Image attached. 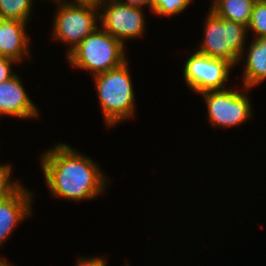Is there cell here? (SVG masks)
Returning <instances> with one entry per match:
<instances>
[{
    "instance_id": "8",
    "label": "cell",
    "mask_w": 266,
    "mask_h": 266,
    "mask_svg": "<svg viewBox=\"0 0 266 266\" xmlns=\"http://www.w3.org/2000/svg\"><path fill=\"white\" fill-rule=\"evenodd\" d=\"M142 9L118 0H104L99 6L100 26L125 45L124 41L141 37L146 30Z\"/></svg>"
},
{
    "instance_id": "17",
    "label": "cell",
    "mask_w": 266,
    "mask_h": 266,
    "mask_svg": "<svg viewBox=\"0 0 266 266\" xmlns=\"http://www.w3.org/2000/svg\"><path fill=\"white\" fill-rule=\"evenodd\" d=\"M11 166L8 163L0 164V202L9 197L21 185L19 181L11 180Z\"/></svg>"
},
{
    "instance_id": "14",
    "label": "cell",
    "mask_w": 266,
    "mask_h": 266,
    "mask_svg": "<svg viewBox=\"0 0 266 266\" xmlns=\"http://www.w3.org/2000/svg\"><path fill=\"white\" fill-rule=\"evenodd\" d=\"M34 0H0V18L29 21Z\"/></svg>"
},
{
    "instance_id": "13",
    "label": "cell",
    "mask_w": 266,
    "mask_h": 266,
    "mask_svg": "<svg viewBox=\"0 0 266 266\" xmlns=\"http://www.w3.org/2000/svg\"><path fill=\"white\" fill-rule=\"evenodd\" d=\"M257 0H213L209 8L217 16L248 27Z\"/></svg>"
},
{
    "instance_id": "4",
    "label": "cell",
    "mask_w": 266,
    "mask_h": 266,
    "mask_svg": "<svg viewBox=\"0 0 266 266\" xmlns=\"http://www.w3.org/2000/svg\"><path fill=\"white\" fill-rule=\"evenodd\" d=\"M247 33L246 26L223 19L209 10L204 24V38L196 51L237 66L242 52L247 49Z\"/></svg>"
},
{
    "instance_id": "2",
    "label": "cell",
    "mask_w": 266,
    "mask_h": 266,
    "mask_svg": "<svg viewBox=\"0 0 266 266\" xmlns=\"http://www.w3.org/2000/svg\"><path fill=\"white\" fill-rule=\"evenodd\" d=\"M128 60L121 66L93 76L104 121L114 127L134 116L135 92L128 68Z\"/></svg>"
},
{
    "instance_id": "23",
    "label": "cell",
    "mask_w": 266,
    "mask_h": 266,
    "mask_svg": "<svg viewBox=\"0 0 266 266\" xmlns=\"http://www.w3.org/2000/svg\"><path fill=\"white\" fill-rule=\"evenodd\" d=\"M258 1L266 3V0H258Z\"/></svg>"
},
{
    "instance_id": "21",
    "label": "cell",
    "mask_w": 266,
    "mask_h": 266,
    "mask_svg": "<svg viewBox=\"0 0 266 266\" xmlns=\"http://www.w3.org/2000/svg\"><path fill=\"white\" fill-rule=\"evenodd\" d=\"M119 2L126 4V5H132V6H139V7H144V6H149L151 0H118Z\"/></svg>"
},
{
    "instance_id": "9",
    "label": "cell",
    "mask_w": 266,
    "mask_h": 266,
    "mask_svg": "<svg viewBox=\"0 0 266 266\" xmlns=\"http://www.w3.org/2000/svg\"><path fill=\"white\" fill-rule=\"evenodd\" d=\"M5 115L21 119H33L38 116L36 105L16 74L0 83V116Z\"/></svg>"
},
{
    "instance_id": "6",
    "label": "cell",
    "mask_w": 266,
    "mask_h": 266,
    "mask_svg": "<svg viewBox=\"0 0 266 266\" xmlns=\"http://www.w3.org/2000/svg\"><path fill=\"white\" fill-rule=\"evenodd\" d=\"M235 89L206 91L200 93L205 101L212 127H237L253 116L250 99Z\"/></svg>"
},
{
    "instance_id": "3",
    "label": "cell",
    "mask_w": 266,
    "mask_h": 266,
    "mask_svg": "<svg viewBox=\"0 0 266 266\" xmlns=\"http://www.w3.org/2000/svg\"><path fill=\"white\" fill-rule=\"evenodd\" d=\"M125 47L120 40L98 27L66 56L71 66L86 70L93 77L126 62Z\"/></svg>"
},
{
    "instance_id": "10",
    "label": "cell",
    "mask_w": 266,
    "mask_h": 266,
    "mask_svg": "<svg viewBox=\"0 0 266 266\" xmlns=\"http://www.w3.org/2000/svg\"><path fill=\"white\" fill-rule=\"evenodd\" d=\"M20 185L9 197L0 202V246L3 247L6 239L20 222L32 214V194Z\"/></svg>"
},
{
    "instance_id": "5",
    "label": "cell",
    "mask_w": 266,
    "mask_h": 266,
    "mask_svg": "<svg viewBox=\"0 0 266 266\" xmlns=\"http://www.w3.org/2000/svg\"><path fill=\"white\" fill-rule=\"evenodd\" d=\"M58 3L53 22L52 37L68 46L67 55L77 47L90 33L94 32L100 22L99 7L93 5Z\"/></svg>"
},
{
    "instance_id": "22",
    "label": "cell",
    "mask_w": 266,
    "mask_h": 266,
    "mask_svg": "<svg viewBox=\"0 0 266 266\" xmlns=\"http://www.w3.org/2000/svg\"><path fill=\"white\" fill-rule=\"evenodd\" d=\"M11 263H8V261L3 258L2 256L0 257V266H10Z\"/></svg>"
},
{
    "instance_id": "15",
    "label": "cell",
    "mask_w": 266,
    "mask_h": 266,
    "mask_svg": "<svg viewBox=\"0 0 266 266\" xmlns=\"http://www.w3.org/2000/svg\"><path fill=\"white\" fill-rule=\"evenodd\" d=\"M193 0H151L149 8L156 16L169 17L183 12Z\"/></svg>"
},
{
    "instance_id": "18",
    "label": "cell",
    "mask_w": 266,
    "mask_h": 266,
    "mask_svg": "<svg viewBox=\"0 0 266 266\" xmlns=\"http://www.w3.org/2000/svg\"><path fill=\"white\" fill-rule=\"evenodd\" d=\"M16 63H18L16 60L0 56V83L15 75L12 71V65H16Z\"/></svg>"
},
{
    "instance_id": "19",
    "label": "cell",
    "mask_w": 266,
    "mask_h": 266,
    "mask_svg": "<svg viewBox=\"0 0 266 266\" xmlns=\"http://www.w3.org/2000/svg\"><path fill=\"white\" fill-rule=\"evenodd\" d=\"M106 259L102 256L100 257H80L75 266H106Z\"/></svg>"
},
{
    "instance_id": "12",
    "label": "cell",
    "mask_w": 266,
    "mask_h": 266,
    "mask_svg": "<svg viewBox=\"0 0 266 266\" xmlns=\"http://www.w3.org/2000/svg\"><path fill=\"white\" fill-rule=\"evenodd\" d=\"M249 49L242 52L239 62L246 54L244 62L243 82L244 91L255 88L266 79V37L253 38ZM246 52V53H245ZM245 53V55H244Z\"/></svg>"
},
{
    "instance_id": "16",
    "label": "cell",
    "mask_w": 266,
    "mask_h": 266,
    "mask_svg": "<svg viewBox=\"0 0 266 266\" xmlns=\"http://www.w3.org/2000/svg\"><path fill=\"white\" fill-rule=\"evenodd\" d=\"M247 29L254 32L256 39L266 37V3L258 0L254 3Z\"/></svg>"
},
{
    "instance_id": "11",
    "label": "cell",
    "mask_w": 266,
    "mask_h": 266,
    "mask_svg": "<svg viewBox=\"0 0 266 266\" xmlns=\"http://www.w3.org/2000/svg\"><path fill=\"white\" fill-rule=\"evenodd\" d=\"M27 23L0 18V56L11 58L19 63L26 56L30 58V41L26 34Z\"/></svg>"
},
{
    "instance_id": "20",
    "label": "cell",
    "mask_w": 266,
    "mask_h": 266,
    "mask_svg": "<svg viewBox=\"0 0 266 266\" xmlns=\"http://www.w3.org/2000/svg\"><path fill=\"white\" fill-rule=\"evenodd\" d=\"M71 4L93 5L99 7L104 0H62Z\"/></svg>"
},
{
    "instance_id": "1",
    "label": "cell",
    "mask_w": 266,
    "mask_h": 266,
    "mask_svg": "<svg viewBox=\"0 0 266 266\" xmlns=\"http://www.w3.org/2000/svg\"><path fill=\"white\" fill-rule=\"evenodd\" d=\"M40 159L45 181L55 198L79 202L106 192L109 179L99 165L70 145L57 144L42 153Z\"/></svg>"
},
{
    "instance_id": "7",
    "label": "cell",
    "mask_w": 266,
    "mask_h": 266,
    "mask_svg": "<svg viewBox=\"0 0 266 266\" xmlns=\"http://www.w3.org/2000/svg\"><path fill=\"white\" fill-rule=\"evenodd\" d=\"M232 67L234 66L224 59L212 58L195 50L185 60L183 78L187 86L198 94L225 90Z\"/></svg>"
}]
</instances>
